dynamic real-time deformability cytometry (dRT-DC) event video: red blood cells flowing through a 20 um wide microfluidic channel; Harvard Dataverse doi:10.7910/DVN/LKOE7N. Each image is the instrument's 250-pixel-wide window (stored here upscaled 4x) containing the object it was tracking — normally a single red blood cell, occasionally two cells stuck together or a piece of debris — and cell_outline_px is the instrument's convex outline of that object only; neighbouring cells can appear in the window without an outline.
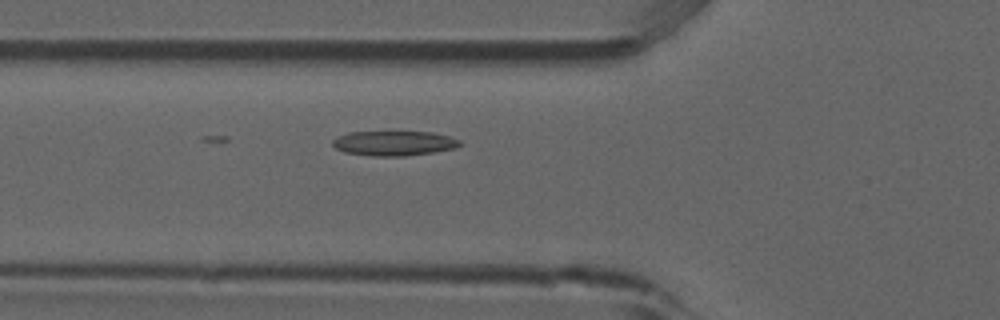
{"species": "common noctule bat (a hibernating species)", "species_latin": "Nyctalus noctula", "temperature_condition": "room temperature", "stored_images_in_passage": 19, "camera_frame_rate_fps": 3000, "um_per_image_px": 0.085, "animal": {"sex": "male", "forearm_length_mm": 52.5}, "frame": {"image": 1, "passage_image": 19, "time_ms": 6.0, "image_size_px": [1000, 320], "cell_outline_px": [[464, 144], [456, 148], [432, 152], [404, 156], [372, 156], [344, 152], [336, 148], [332, 144], [332, 140], [348, 132], [432, 132], [448, 136], [460, 140]], "centroid_in_image_um": [33.51, 12.18], "position_along_channel_um": 92.3, "area_um2": 18.32}}